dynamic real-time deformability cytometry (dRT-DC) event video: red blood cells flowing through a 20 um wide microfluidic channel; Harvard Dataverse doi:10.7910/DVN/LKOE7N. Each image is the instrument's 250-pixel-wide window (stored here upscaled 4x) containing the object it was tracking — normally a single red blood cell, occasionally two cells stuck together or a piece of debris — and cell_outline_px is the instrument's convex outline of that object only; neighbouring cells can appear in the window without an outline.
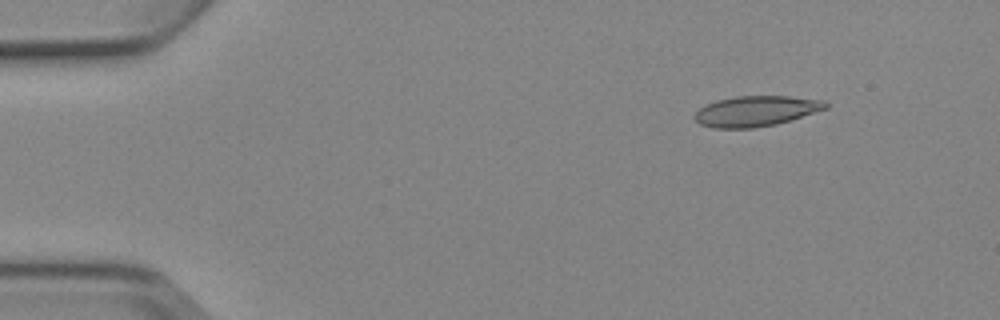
{"species": "Egyptian fruit bat (a non-hibernating species)", "species_latin": "Rousettus aegyptiacus", "temperature_condition": "cold", "stored_images_in_passage": 4, "camera_frame_rate_fps": 3000, "um_per_image_px": 0.085, "animal": {"sex": "female"}, "frame": {"image": 1, "passage_image": 2, "time_ms": 1.0, "image_size_px": [1000, 320], "cell_outline_px": [[828, 108], [776, 124], [752, 128], [712, 128], [700, 124], [692, 116], [700, 108], [716, 100], [736, 96], [788, 96], [824, 100], [828, 104]], "centroid_in_image_um": [64.24, 9.44], "position_along_channel_um": 20.8, "area_um2": 23.12}}